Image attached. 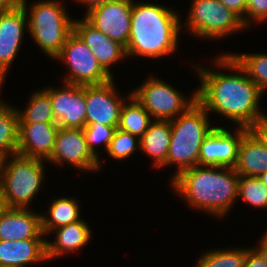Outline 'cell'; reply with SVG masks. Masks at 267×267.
Instances as JSON below:
<instances>
[{
  "instance_id": "cell-42",
  "label": "cell",
  "mask_w": 267,
  "mask_h": 267,
  "mask_svg": "<svg viewBox=\"0 0 267 267\" xmlns=\"http://www.w3.org/2000/svg\"><path fill=\"white\" fill-rule=\"evenodd\" d=\"M0 267H15V266H9V265H0Z\"/></svg>"
},
{
  "instance_id": "cell-2",
  "label": "cell",
  "mask_w": 267,
  "mask_h": 267,
  "mask_svg": "<svg viewBox=\"0 0 267 267\" xmlns=\"http://www.w3.org/2000/svg\"><path fill=\"white\" fill-rule=\"evenodd\" d=\"M239 174L230 167L195 166L171 180V188L190 207L222 219L238 200Z\"/></svg>"
},
{
  "instance_id": "cell-20",
  "label": "cell",
  "mask_w": 267,
  "mask_h": 267,
  "mask_svg": "<svg viewBox=\"0 0 267 267\" xmlns=\"http://www.w3.org/2000/svg\"><path fill=\"white\" fill-rule=\"evenodd\" d=\"M84 219L78 222L61 226L51 232L55 233V241H46L47 260L80 250L88 244L92 238V231Z\"/></svg>"
},
{
  "instance_id": "cell-33",
  "label": "cell",
  "mask_w": 267,
  "mask_h": 267,
  "mask_svg": "<svg viewBox=\"0 0 267 267\" xmlns=\"http://www.w3.org/2000/svg\"><path fill=\"white\" fill-rule=\"evenodd\" d=\"M249 130L267 147V114L254 123Z\"/></svg>"
},
{
  "instance_id": "cell-32",
  "label": "cell",
  "mask_w": 267,
  "mask_h": 267,
  "mask_svg": "<svg viewBox=\"0 0 267 267\" xmlns=\"http://www.w3.org/2000/svg\"><path fill=\"white\" fill-rule=\"evenodd\" d=\"M267 20V0H247L245 10V27L252 23L266 22Z\"/></svg>"
},
{
  "instance_id": "cell-3",
  "label": "cell",
  "mask_w": 267,
  "mask_h": 267,
  "mask_svg": "<svg viewBox=\"0 0 267 267\" xmlns=\"http://www.w3.org/2000/svg\"><path fill=\"white\" fill-rule=\"evenodd\" d=\"M178 11L163 5L132 0L131 33L127 58L159 59L177 50L181 20Z\"/></svg>"
},
{
  "instance_id": "cell-19",
  "label": "cell",
  "mask_w": 267,
  "mask_h": 267,
  "mask_svg": "<svg viewBox=\"0 0 267 267\" xmlns=\"http://www.w3.org/2000/svg\"><path fill=\"white\" fill-rule=\"evenodd\" d=\"M48 239L0 240V265L27 267L47 260Z\"/></svg>"
},
{
  "instance_id": "cell-34",
  "label": "cell",
  "mask_w": 267,
  "mask_h": 267,
  "mask_svg": "<svg viewBox=\"0 0 267 267\" xmlns=\"http://www.w3.org/2000/svg\"><path fill=\"white\" fill-rule=\"evenodd\" d=\"M227 9L232 10L241 19L245 26V10L247 0H219Z\"/></svg>"
},
{
  "instance_id": "cell-11",
  "label": "cell",
  "mask_w": 267,
  "mask_h": 267,
  "mask_svg": "<svg viewBox=\"0 0 267 267\" xmlns=\"http://www.w3.org/2000/svg\"><path fill=\"white\" fill-rule=\"evenodd\" d=\"M249 129L236 127L234 132L215 126L200 147L198 166L234 168L238 160L242 136Z\"/></svg>"
},
{
  "instance_id": "cell-26",
  "label": "cell",
  "mask_w": 267,
  "mask_h": 267,
  "mask_svg": "<svg viewBox=\"0 0 267 267\" xmlns=\"http://www.w3.org/2000/svg\"><path fill=\"white\" fill-rule=\"evenodd\" d=\"M30 96L26 108L19 110L16 106L19 123L56 122L49 95L43 89H38Z\"/></svg>"
},
{
  "instance_id": "cell-22",
  "label": "cell",
  "mask_w": 267,
  "mask_h": 267,
  "mask_svg": "<svg viewBox=\"0 0 267 267\" xmlns=\"http://www.w3.org/2000/svg\"><path fill=\"white\" fill-rule=\"evenodd\" d=\"M171 139L170 120L154 119L146 133L140 138V151L153 160L155 167L166 163Z\"/></svg>"
},
{
  "instance_id": "cell-39",
  "label": "cell",
  "mask_w": 267,
  "mask_h": 267,
  "mask_svg": "<svg viewBox=\"0 0 267 267\" xmlns=\"http://www.w3.org/2000/svg\"><path fill=\"white\" fill-rule=\"evenodd\" d=\"M7 208L6 202H5V197L3 194V189L0 184V214Z\"/></svg>"
},
{
  "instance_id": "cell-36",
  "label": "cell",
  "mask_w": 267,
  "mask_h": 267,
  "mask_svg": "<svg viewBox=\"0 0 267 267\" xmlns=\"http://www.w3.org/2000/svg\"><path fill=\"white\" fill-rule=\"evenodd\" d=\"M27 0H0V10H12L23 7Z\"/></svg>"
},
{
  "instance_id": "cell-27",
  "label": "cell",
  "mask_w": 267,
  "mask_h": 267,
  "mask_svg": "<svg viewBox=\"0 0 267 267\" xmlns=\"http://www.w3.org/2000/svg\"><path fill=\"white\" fill-rule=\"evenodd\" d=\"M262 94L267 90V53H229Z\"/></svg>"
},
{
  "instance_id": "cell-12",
  "label": "cell",
  "mask_w": 267,
  "mask_h": 267,
  "mask_svg": "<svg viewBox=\"0 0 267 267\" xmlns=\"http://www.w3.org/2000/svg\"><path fill=\"white\" fill-rule=\"evenodd\" d=\"M131 13L132 0H117L91 9L84 18L126 48L131 33Z\"/></svg>"
},
{
  "instance_id": "cell-6",
  "label": "cell",
  "mask_w": 267,
  "mask_h": 267,
  "mask_svg": "<svg viewBox=\"0 0 267 267\" xmlns=\"http://www.w3.org/2000/svg\"><path fill=\"white\" fill-rule=\"evenodd\" d=\"M46 160L20 154L4 156L0 184L9 208L29 209V205L41 190Z\"/></svg>"
},
{
  "instance_id": "cell-23",
  "label": "cell",
  "mask_w": 267,
  "mask_h": 267,
  "mask_svg": "<svg viewBox=\"0 0 267 267\" xmlns=\"http://www.w3.org/2000/svg\"><path fill=\"white\" fill-rule=\"evenodd\" d=\"M48 205L49 208L46 213L42 212L41 215L42 232L45 236L61 226L72 224L82 219L80 218V205L76 198H54Z\"/></svg>"
},
{
  "instance_id": "cell-17",
  "label": "cell",
  "mask_w": 267,
  "mask_h": 267,
  "mask_svg": "<svg viewBox=\"0 0 267 267\" xmlns=\"http://www.w3.org/2000/svg\"><path fill=\"white\" fill-rule=\"evenodd\" d=\"M56 122L19 123L17 154L47 160L54 149Z\"/></svg>"
},
{
  "instance_id": "cell-10",
  "label": "cell",
  "mask_w": 267,
  "mask_h": 267,
  "mask_svg": "<svg viewBox=\"0 0 267 267\" xmlns=\"http://www.w3.org/2000/svg\"><path fill=\"white\" fill-rule=\"evenodd\" d=\"M48 163L63 166L69 163L74 169L95 172L101 169V160H98L89 150L83 129L59 127L54 149L46 160Z\"/></svg>"
},
{
  "instance_id": "cell-38",
  "label": "cell",
  "mask_w": 267,
  "mask_h": 267,
  "mask_svg": "<svg viewBox=\"0 0 267 267\" xmlns=\"http://www.w3.org/2000/svg\"><path fill=\"white\" fill-rule=\"evenodd\" d=\"M259 240L258 247H254V249L262 256L266 266H267V230Z\"/></svg>"
},
{
  "instance_id": "cell-18",
  "label": "cell",
  "mask_w": 267,
  "mask_h": 267,
  "mask_svg": "<svg viewBox=\"0 0 267 267\" xmlns=\"http://www.w3.org/2000/svg\"><path fill=\"white\" fill-rule=\"evenodd\" d=\"M41 215L31 208L7 207L0 214V240L47 239L42 232Z\"/></svg>"
},
{
  "instance_id": "cell-21",
  "label": "cell",
  "mask_w": 267,
  "mask_h": 267,
  "mask_svg": "<svg viewBox=\"0 0 267 267\" xmlns=\"http://www.w3.org/2000/svg\"><path fill=\"white\" fill-rule=\"evenodd\" d=\"M234 170L246 177H258L267 171V147L250 130L242 136Z\"/></svg>"
},
{
  "instance_id": "cell-7",
  "label": "cell",
  "mask_w": 267,
  "mask_h": 267,
  "mask_svg": "<svg viewBox=\"0 0 267 267\" xmlns=\"http://www.w3.org/2000/svg\"><path fill=\"white\" fill-rule=\"evenodd\" d=\"M190 3L184 27L194 37L219 40L246 29L242 19L219 0H192Z\"/></svg>"
},
{
  "instance_id": "cell-30",
  "label": "cell",
  "mask_w": 267,
  "mask_h": 267,
  "mask_svg": "<svg viewBox=\"0 0 267 267\" xmlns=\"http://www.w3.org/2000/svg\"><path fill=\"white\" fill-rule=\"evenodd\" d=\"M117 128L118 126H106L99 123L86 124V126L83 128L86 144L91 153L98 160H100L98 153L99 146H103L106 150L105 152H107L114 132Z\"/></svg>"
},
{
  "instance_id": "cell-40",
  "label": "cell",
  "mask_w": 267,
  "mask_h": 267,
  "mask_svg": "<svg viewBox=\"0 0 267 267\" xmlns=\"http://www.w3.org/2000/svg\"><path fill=\"white\" fill-rule=\"evenodd\" d=\"M258 178L261 181V183H263L267 187V171L260 174Z\"/></svg>"
},
{
  "instance_id": "cell-29",
  "label": "cell",
  "mask_w": 267,
  "mask_h": 267,
  "mask_svg": "<svg viewBox=\"0 0 267 267\" xmlns=\"http://www.w3.org/2000/svg\"><path fill=\"white\" fill-rule=\"evenodd\" d=\"M240 198L253 207L267 209V187L258 177L239 176L238 200Z\"/></svg>"
},
{
  "instance_id": "cell-8",
  "label": "cell",
  "mask_w": 267,
  "mask_h": 267,
  "mask_svg": "<svg viewBox=\"0 0 267 267\" xmlns=\"http://www.w3.org/2000/svg\"><path fill=\"white\" fill-rule=\"evenodd\" d=\"M144 81L138 88L131 90V95L153 119L172 120L197 101L196 90L186 97L171 84L154 76Z\"/></svg>"
},
{
  "instance_id": "cell-28",
  "label": "cell",
  "mask_w": 267,
  "mask_h": 267,
  "mask_svg": "<svg viewBox=\"0 0 267 267\" xmlns=\"http://www.w3.org/2000/svg\"><path fill=\"white\" fill-rule=\"evenodd\" d=\"M247 248L212 249L205 251L195 267H244Z\"/></svg>"
},
{
  "instance_id": "cell-31",
  "label": "cell",
  "mask_w": 267,
  "mask_h": 267,
  "mask_svg": "<svg viewBox=\"0 0 267 267\" xmlns=\"http://www.w3.org/2000/svg\"><path fill=\"white\" fill-rule=\"evenodd\" d=\"M140 151V138L128 132L116 129L107 153L116 160H125L135 151Z\"/></svg>"
},
{
  "instance_id": "cell-1",
  "label": "cell",
  "mask_w": 267,
  "mask_h": 267,
  "mask_svg": "<svg viewBox=\"0 0 267 267\" xmlns=\"http://www.w3.org/2000/svg\"><path fill=\"white\" fill-rule=\"evenodd\" d=\"M216 67L232 73L215 71L194 65L200 86L196 89L197 102L209 113L215 112L232 121L237 127L249 129L266 114L259 107L262 92L228 53L213 60ZM234 71V72H233Z\"/></svg>"
},
{
  "instance_id": "cell-15",
  "label": "cell",
  "mask_w": 267,
  "mask_h": 267,
  "mask_svg": "<svg viewBox=\"0 0 267 267\" xmlns=\"http://www.w3.org/2000/svg\"><path fill=\"white\" fill-rule=\"evenodd\" d=\"M25 28L28 29V19L23 7L0 10V87L21 48Z\"/></svg>"
},
{
  "instance_id": "cell-24",
  "label": "cell",
  "mask_w": 267,
  "mask_h": 267,
  "mask_svg": "<svg viewBox=\"0 0 267 267\" xmlns=\"http://www.w3.org/2000/svg\"><path fill=\"white\" fill-rule=\"evenodd\" d=\"M127 96L126 98H128V100L124 102L121 108L118 129L141 138L149 129L154 119L149 112L133 98L131 91Z\"/></svg>"
},
{
  "instance_id": "cell-37",
  "label": "cell",
  "mask_w": 267,
  "mask_h": 267,
  "mask_svg": "<svg viewBox=\"0 0 267 267\" xmlns=\"http://www.w3.org/2000/svg\"><path fill=\"white\" fill-rule=\"evenodd\" d=\"M75 2H78L79 4L81 3L82 5L84 4L85 6H87L85 11V14L88 13L91 9L97 7V6H101L104 5L108 2H114L117 0H74Z\"/></svg>"
},
{
  "instance_id": "cell-13",
  "label": "cell",
  "mask_w": 267,
  "mask_h": 267,
  "mask_svg": "<svg viewBox=\"0 0 267 267\" xmlns=\"http://www.w3.org/2000/svg\"><path fill=\"white\" fill-rule=\"evenodd\" d=\"M114 81L85 86L86 124L119 125L121 108L127 100L118 95Z\"/></svg>"
},
{
  "instance_id": "cell-25",
  "label": "cell",
  "mask_w": 267,
  "mask_h": 267,
  "mask_svg": "<svg viewBox=\"0 0 267 267\" xmlns=\"http://www.w3.org/2000/svg\"><path fill=\"white\" fill-rule=\"evenodd\" d=\"M1 90L2 87L0 93ZM3 101L0 100V153L7 156L17 154L19 116L13 105Z\"/></svg>"
},
{
  "instance_id": "cell-4",
  "label": "cell",
  "mask_w": 267,
  "mask_h": 267,
  "mask_svg": "<svg viewBox=\"0 0 267 267\" xmlns=\"http://www.w3.org/2000/svg\"><path fill=\"white\" fill-rule=\"evenodd\" d=\"M170 123V146L162 167L177 166L173 180L182 171L198 166L200 147L215 126L211 125L208 112L197 101Z\"/></svg>"
},
{
  "instance_id": "cell-35",
  "label": "cell",
  "mask_w": 267,
  "mask_h": 267,
  "mask_svg": "<svg viewBox=\"0 0 267 267\" xmlns=\"http://www.w3.org/2000/svg\"><path fill=\"white\" fill-rule=\"evenodd\" d=\"M244 267H267L262 256L254 249L248 247Z\"/></svg>"
},
{
  "instance_id": "cell-16",
  "label": "cell",
  "mask_w": 267,
  "mask_h": 267,
  "mask_svg": "<svg viewBox=\"0 0 267 267\" xmlns=\"http://www.w3.org/2000/svg\"><path fill=\"white\" fill-rule=\"evenodd\" d=\"M82 18L74 19L73 31L89 47L102 68L112 76L110 68L118 61L127 58L125 47L96 29L84 17Z\"/></svg>"
},
{
  "instance_id": "cell-5",
  "label": "cell",
  "mask_w": 267,
  "mask_h": 267,
  "mask_svg": "<svg viewBox=\"0 0 267 267\" xmlns=\"http://www.w3.org/2000/svg\"><path fill=\"white\" fill-rule=\"evenodd\" d=\"M63 2L39 0L28 7L23 5L28 19V33L40 49L54 59L62 50L68 36L73 32L74 19L69 17ZM64 5V6H63Z\"/></svg>"
},
{
  "instance_id": "cell-9",
  "label": "cell",
  "mask_w": 267,
  "mask_h": 267,
  "mask_svg": "<svg viewBox=\"0 0 267 267\" xmlns=\"http://www.w3.org/2000/svg\"><path fill=\"white\" fill-rule=\"evenodd\" d=\"M68 67L63 83L87 86L99 85L113 79L98 63L89 47L73 31L67 38L61 52L54 58Z\"/></svg>"
},
{
  "instance_id": "cell-41",
  "label": "cell",
  "mask_w": 267,
  "mask_h": 267,
  "mask_svg": "<svg viewBox=\"0 0 267 267\" xmlns=\"http://www.w3.org/2000/svg\"><path fill=\"white\" fill-rule=\"evenodd\" d=\"M3 159H4V156L0 153V176H1V168H2Z\"/></svg>"
},
{
  "instance_id": "cell-14",
  "label": "cell",
  "mask_w": 267,
  "mask_h": 267,
  "mask_svg": "<svg viewBox=\"0 0 267 267\" xmlns=\"http://www.w3.org/2000/svg\"><path fill=\"white\" fill-rule=\"evenodd\" d=\"M63 85L60 89H43L51 100L55 121L59 127L83 129L86 126L85 86L66 82Z\"/></svg>"
}]
</instances>
